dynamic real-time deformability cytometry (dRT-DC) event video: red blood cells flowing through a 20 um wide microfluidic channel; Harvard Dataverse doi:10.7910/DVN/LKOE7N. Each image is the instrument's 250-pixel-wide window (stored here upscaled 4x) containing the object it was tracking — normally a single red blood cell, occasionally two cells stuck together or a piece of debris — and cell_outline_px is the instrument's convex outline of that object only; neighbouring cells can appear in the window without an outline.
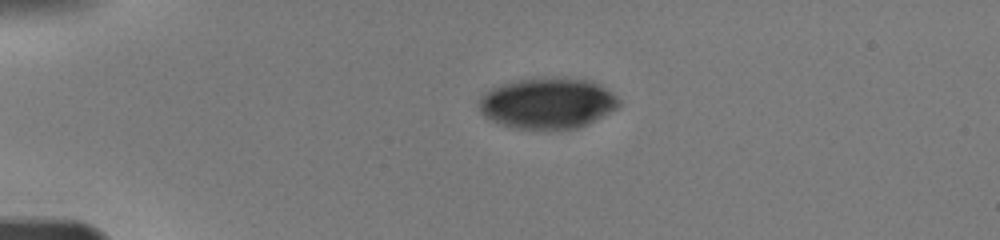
{"species": "human", "species_latin": "Homo sapiens", "temperature_condition": "warm", "stored_images_in_passage": 13, "camera_frame_rate_fps": 3000, "um_per_image_px": 0.085, "donor": {"sex": "male"}, "frame": {"image": 1, "passage_image": 9, "time_ms": 3.333, "image_size_px": [1000, 240], "cell_outline_px": [[620, 104], [616, 108], [576, 128], [512, 128], [500, 124], [484, 116], [480, 112], [476, 104], [480, 96], [484, 92], [500, 84], [516, 80], [544, 76], [588, 80], [600, 84], [612, 92], [620, 100]], "centroid_in_image_um": [46.47, 8.74], "position_along_channel_um": 38.5, "area_um2": 41.44}}
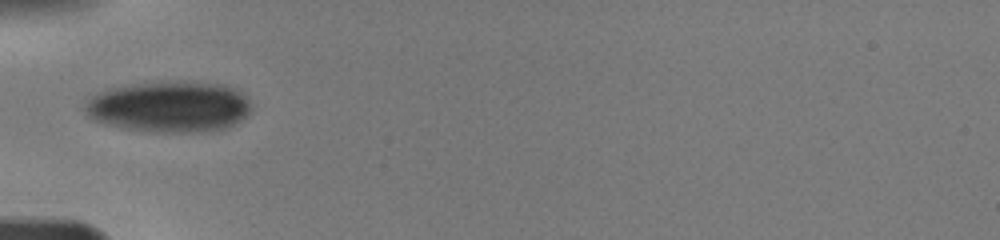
{"frame": {"image": 2, "passage_image": 12, "time_ms": 5.333, "image_size_px": [1000, 240], "cell_outline_px": [[252, 112], [248, 116], [224, 128], [196, 132], [156, 132], [120, 128], [104, 124], [92, 120], [84, 112], [84, 100], [108, 88], [132, 84], [160, 80], [184, 80], [224, 84], [236, 88], [244, 92], [252, 104]], "centroid_in_image_um": [14.39, 9.04], "position_along_channel_um": 70.6, "area_um2": 50.86}}